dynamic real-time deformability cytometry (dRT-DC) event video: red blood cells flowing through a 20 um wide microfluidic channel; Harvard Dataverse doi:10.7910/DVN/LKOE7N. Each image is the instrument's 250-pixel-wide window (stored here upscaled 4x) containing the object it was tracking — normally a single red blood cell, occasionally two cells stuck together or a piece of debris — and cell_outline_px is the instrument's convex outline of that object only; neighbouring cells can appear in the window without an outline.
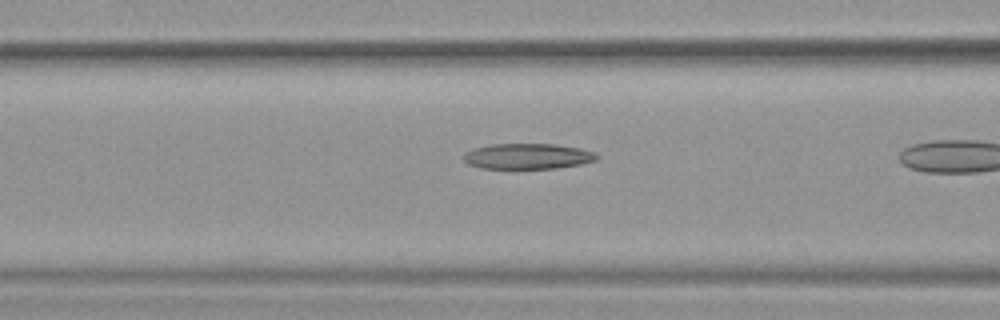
{"species": "common noctule bat (a hibernating species)", "species_latin": "Nyctalus noctula", "temperature_condition": "warm", "stored_images_in_passage": 15, "camera_frame_rate_fps": 3000, "um_per_image_px": 0.085, "animal": {"sex": "female", "body_mass_g": 19.9}, "frame": {"image": 1, "passage_image": 7, "time_ms": 2.0, "image_size_px": [1000, 320], "cell_outline_px": [[600, 156], [596, 160], [580, 164], [556, 168], [480, 168], [468, 164], [464, 160], [464, 152], [476, 148], [492, 144], [556, 144], [580, 148], [596, 152]], "centroid_in_image_um": [44.88, 13.28], "position_along_channel_um": 121.7, "area_um2": 19.83}}